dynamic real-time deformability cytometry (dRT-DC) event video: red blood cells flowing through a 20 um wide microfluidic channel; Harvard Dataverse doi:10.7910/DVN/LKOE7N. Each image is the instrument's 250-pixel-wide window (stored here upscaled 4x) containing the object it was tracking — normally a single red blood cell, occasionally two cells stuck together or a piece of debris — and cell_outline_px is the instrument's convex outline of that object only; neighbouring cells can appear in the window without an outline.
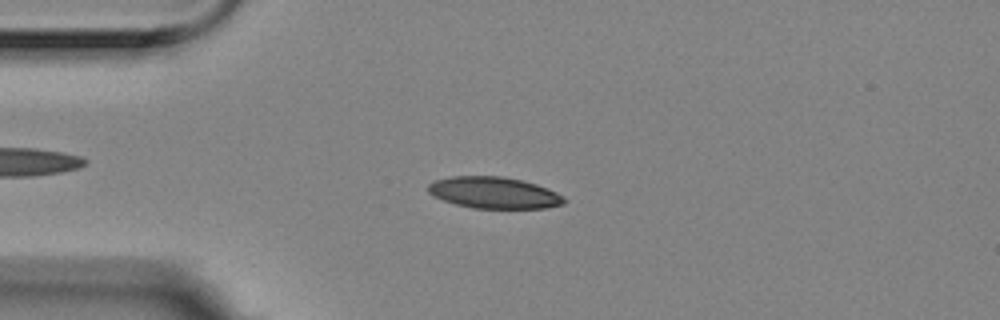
{"species": "Egyptian fruit bat (a non-hibernating species)", "species_latin": "Rousettus aegyptiacus", "temperature_condition": "room temperature", "stored_images_in_passage": 55, "camera_frame_rate_fps": 3000, "um_per_image_px": 0.085, "animal": {"sex": "female"}, "frame": {"image": 1, "passage_image": 13, "time_ms": 4.0, "image_size_px": [1000, 320], "cell_outline_px": [[568, 200], [564, 204], [544, 208], [472, 208], [456, 204], [444, 200], [428, 192], [428, 184], [436, 180], [452, 176], [504, 176], [536, 184], [548, 188], [564, 196]], "centroid_in_image_um": [42.03, 16.38], "position_along_channel_um": 43.0, "area_um2": 24.91}}
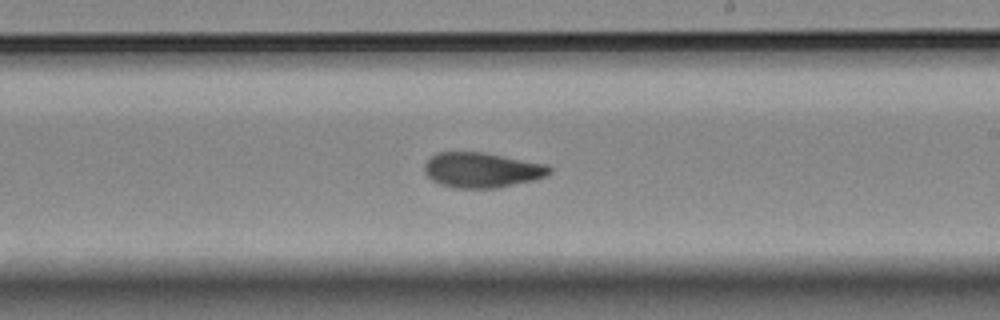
{"frame": {"image": 2, "passage_image": 32, "time_ms": 10.333, "image_size_px": [1000, 320], "cell_outline_px": [[552, 172], [548, 176], [536, 180], [496, 188], [452, 188], [440, 184], [432, 180], [424, 172], [424, 164], [436, 152], [484, 152], [548, 164], [552, 168]], "centroid_in_image_um": [41.0, 14.45], "position_along_channel_um": 248.0, "area_um2": 25.95}}
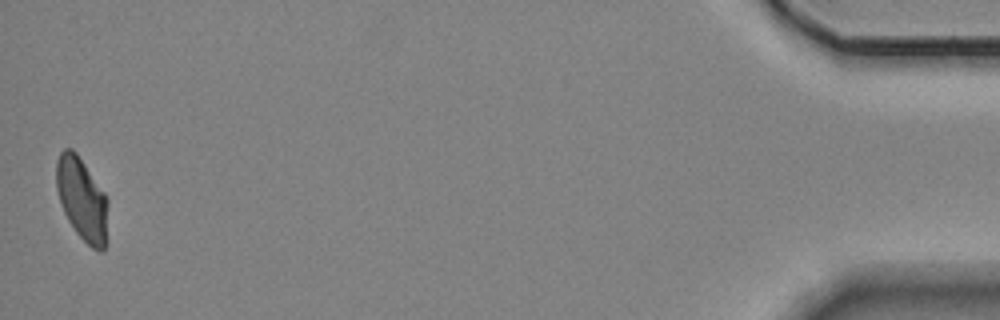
{"frame": {"image": 3, "passage_image": 55, "time_ms": 18.0, "image_size_px": [1000, 320], "cell_outline_px": [[108, 204], [104, 252], [100, 252], [92, 248], [76, 232], [68, 220], [64, 212], [56, 188], [56, 160], [60, 152], [64, 148], [72, 148], [76, 152], [104, 192], [108, 200]], "centroid_in_image_um": [6.96, 16.91], "position_along_channel_um": 428.2, "area_um2": 24.74}, "authors_computed_cell_mechanics": {"area_um2": 25.432, "velocity_mm_per_s": 3.5364, "shape_relaxation_time_tau1_ms": 9.125, "shape_relaxation_time_tau2_ms": 2.7962, "deformation_change_tau1": 0.1808, "deformation_change_tau2": 0.0712}}